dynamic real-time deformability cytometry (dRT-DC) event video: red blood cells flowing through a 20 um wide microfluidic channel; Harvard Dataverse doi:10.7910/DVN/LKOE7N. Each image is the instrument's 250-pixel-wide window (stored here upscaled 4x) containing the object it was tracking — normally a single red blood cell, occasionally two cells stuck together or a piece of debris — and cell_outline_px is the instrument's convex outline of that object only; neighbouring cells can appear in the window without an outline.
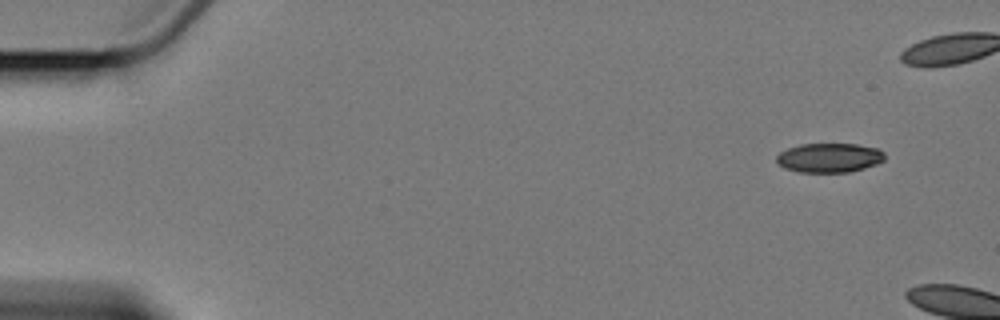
{"species": "Egyptian fruit bat (a non-hibernating species)", "species_latin": "Rousettus aegyptiacus", "temperature_condition": "cold", "stored_images_in_passage": 7, "camera_frame_rate_fps": 3000, "um_per_image_px": 0.085, "animal": {"sex": "female"}, "frame": {"image": 1, "passage_image": 1, "time_ms": 0.0, "image_size_px": [1000, 320], "cell_outline_px": [[884, 160], [876, 164], [864, 168], [848, 172], [800, 172], [784, 168], [776, 160], [776, 156], [780, 152], [788, 148], [800, 144], [856, 144], [876, 148], [884, 152]], "centroid_in_image_um": [70.48, 13.41], "position_along_channel_um": 14.5, "area_um2": 18.38}}